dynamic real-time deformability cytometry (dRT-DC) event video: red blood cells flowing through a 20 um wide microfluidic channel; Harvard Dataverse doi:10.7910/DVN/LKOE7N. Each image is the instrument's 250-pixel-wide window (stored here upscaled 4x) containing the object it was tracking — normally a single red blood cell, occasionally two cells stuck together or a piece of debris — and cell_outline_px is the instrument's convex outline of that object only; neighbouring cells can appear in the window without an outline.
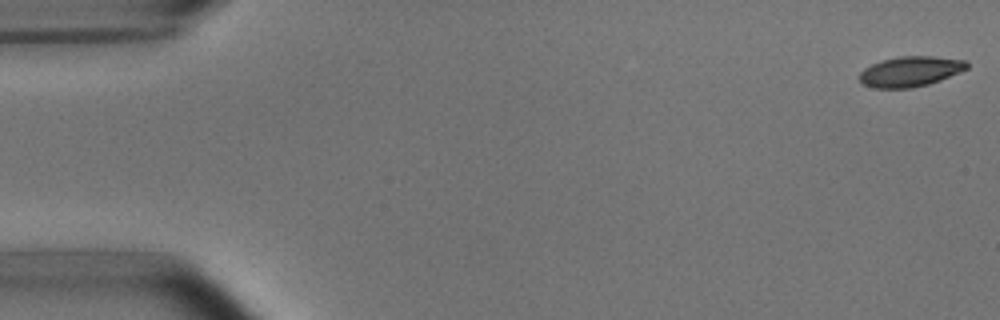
{"species": "common noctule bat (a hibernating species)", "species_latin": "Nyctalus noctula", "temperature_condition": "room temperature", "stored_images_in_passage": 53, "camera_frame_rate_fps": 3000, "um_per_image_px": 0.085, "animal": {"sex": "male", "body_mass_g": 15.6}, "frame": {"image": 1, "passage_image": 1, "time_ms": 0.0, "image_size_px": [1000, 320], "cell_outline_px": [[968, 68], [960, 72], [940, 80], [928, 84], [912, 88], [876, 88], [864, 84], [860, 80], [860, 72], [864, 68], [880, 60], [900, 56], [932, 56], [968, 60]], "centroid_in_image_um": [77.4, 6.06], "position_along_channel_um": 7.6, "area_um2": 18.96}}
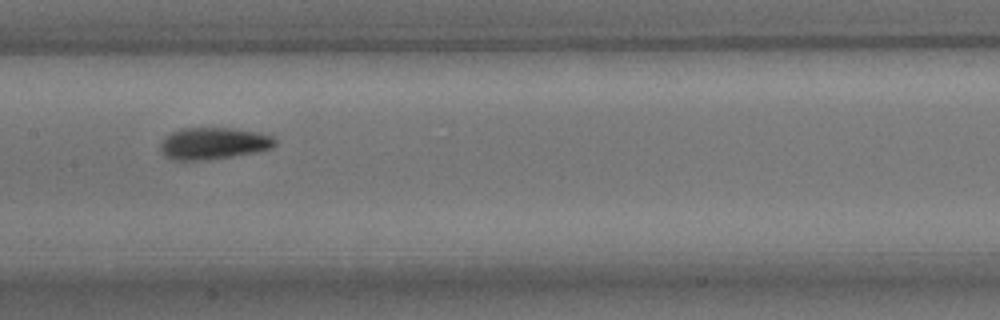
{"frame": {"image": 2, "passage_image": 26, "time_ms": 8.333, "image_size_px": [1000, 320], "cell_outline_px": [[276, 144], [272, 148], [256, 152], [208, 160], [172, 160], [164, 156], [160, 148], [160, 140], [164, 136], [180, 128], [232, 128], [260, 132], [272, 136], [276, 140]], "centroid_in_image_um": [18.12, 12.18], "position_along_channel_um": 189.3, "area_um2": 21.56}}
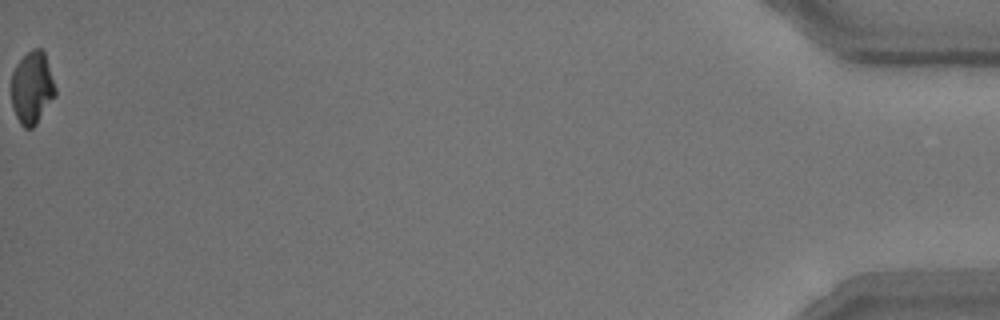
{"frame": {"image": 3, "passage_image": 53, "time_ms": 17.333, "image_size_px": [1000, 320], "cell_outline_px": [[56, 96], [36, 124], [32, 128], [24, 128], [20, 124], [16, 116], [12, 104], [12, 72], [16, 64], [32, 48], [44, 48], [56, 88]], "centroid_in_image_um": [2.75, 7.44], "position_along_channel_um": 432.4, "area_um2": 18.73}, "authors_computed_cell_mechanics": {"area_um2": 20.1144, "velocity_mm_per_s": 3.7914, "shape_relaxation_time_tau1_ms": 3.842, "shape_relaxation_time_tau2_ms": 3.0058, "deformation_change_tau1": 0.1316, "deformation_change_tau2": 0.0851}}